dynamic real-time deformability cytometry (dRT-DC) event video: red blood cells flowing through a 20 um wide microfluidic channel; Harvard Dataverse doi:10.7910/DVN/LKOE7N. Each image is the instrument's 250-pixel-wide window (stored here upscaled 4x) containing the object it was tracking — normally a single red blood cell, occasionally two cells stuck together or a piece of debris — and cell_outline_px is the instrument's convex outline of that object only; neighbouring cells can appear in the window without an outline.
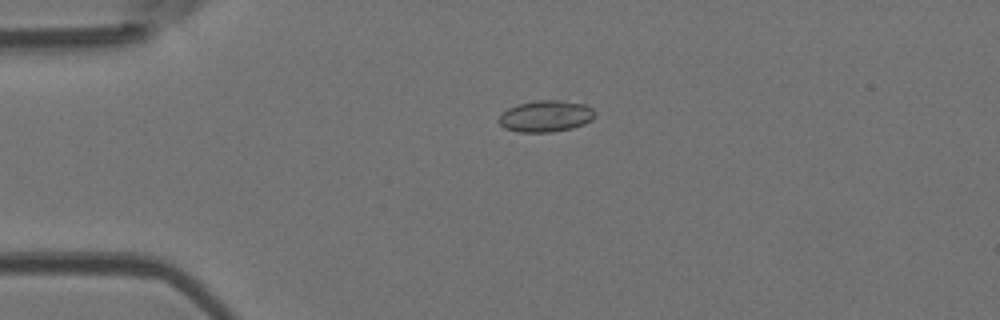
{"species": "Egyptian fruit bat (a non-hibernating species)", "species_latin": "Rousettus aegyptiacus", "temperature_condition": "room temperature", "stored_images_in_passage": 5, "camera_frame_rate_fps": 3000, "um_per_image_px": 0.085, "animal": {"sex": "female"}, "frame": {"image": 1, "passage_image": 3, "time_ms": 3.0, "image_size_px": [1000, 320], "cell_outline_px": [[592, 120], [584, 124], [572, 128], [552, 132], [520, 132], [504, 128], [496, 120], [508, 108], [516, 104], [536, 100], [560, 100], [584, 104], [592, 108]], "centroid_in_image_um": [46.35, 9.87], "position_along_channel_um": 38.7, "area_um2": 17.57}}
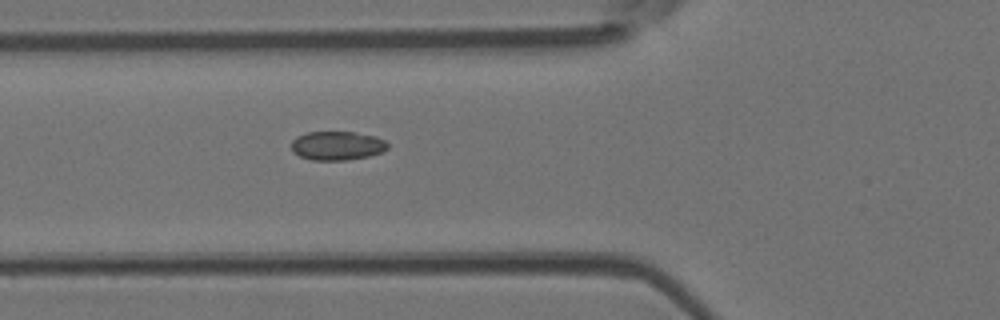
{"frame": {"image": 2, "passage_image": 5, "time_ms": 5.333, "image_size_px": [1000, 320], "cell_outline_px": [[388, 148], [380, 152], [368, 156], [344, 160], [312, 160], [300, 156], [292, 152], [292, 140], [296, 136], [308, 132], [352, 132], [376, 136], [384, 140], [388, 144]], "centroid_in_image_um": [28.63, 12.38], "position_along_channel_um": 97.2, "area_um2": 16.13}}